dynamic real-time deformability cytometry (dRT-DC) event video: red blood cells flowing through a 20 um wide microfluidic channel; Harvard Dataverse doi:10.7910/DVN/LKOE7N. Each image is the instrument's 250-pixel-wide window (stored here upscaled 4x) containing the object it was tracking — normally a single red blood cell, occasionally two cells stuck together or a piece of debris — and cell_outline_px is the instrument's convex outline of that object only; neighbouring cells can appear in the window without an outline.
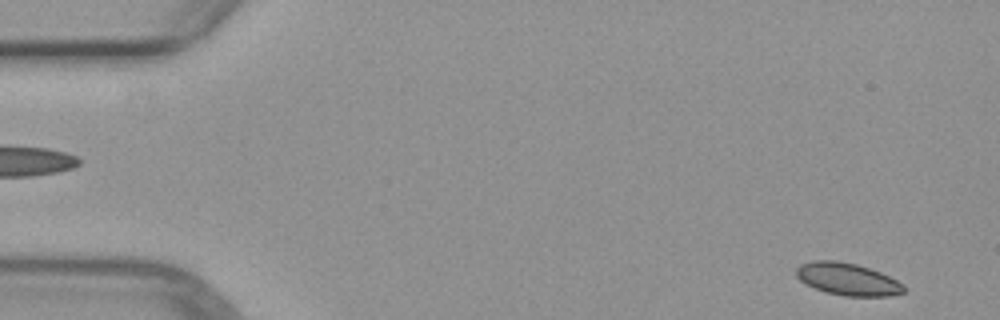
{"species": "common noctule bat (a hibernating species)", "species_latin": "Nyctalus noctula", "temperature_condition": "warm", "stored_images_in_passage": 4, "segment_of_instrument_passage": [2, 2], "camera_frame_rate_fps": 3000, "um_per_image_px": 0.085, "animal": {"sex": "female", "body_mass_g": 29.2, "forearm_length_mm": 56.3}, "frame": {"image": 1, "passage_image": 4, "time_ms": 3.667, "image_size_px": [1000, 320], "cell_outline_px": [[908, 288], [904, 292], [888, 296], [844, 296], [824, 292], [804, 284], [796, 276], [796, 268], [800, 264], [812, 260], [836, 260], [856, 264], [880, 272], [904, 284]], "centroid_in_image_um": [72.02, 23.73], "position_along_channel_um": 13.0, "area_um2": 20.46}}